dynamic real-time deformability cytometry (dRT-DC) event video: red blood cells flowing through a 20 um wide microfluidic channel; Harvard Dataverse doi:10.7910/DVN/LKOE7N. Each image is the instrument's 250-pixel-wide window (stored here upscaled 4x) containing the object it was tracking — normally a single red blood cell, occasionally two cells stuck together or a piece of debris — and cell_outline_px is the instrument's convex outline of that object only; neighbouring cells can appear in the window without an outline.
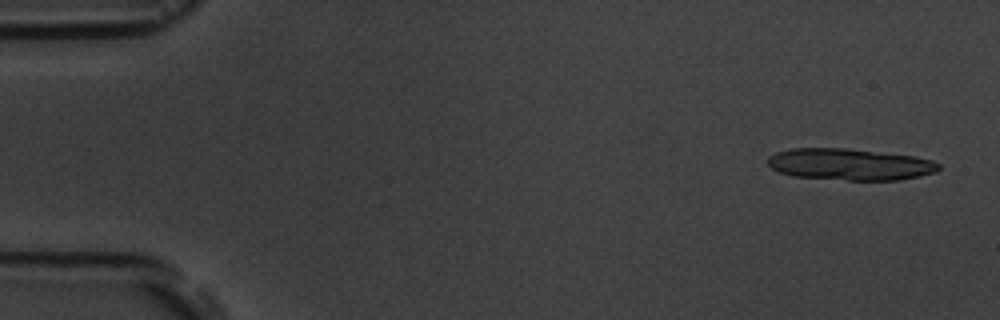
{"species": "common noctule bat (a hibernating species)", "species_latin": "Nyctalus noctula", "temperature_condition": "room temperature", "stored_images_in_passage": 5, "camera_frame_rate_fps": 3000, "um_per_image_px": 0.085, "animal": {"sex": "male", "body_mass_g": 19.5, "forearm_length_mm": 54.6}, "frame": {"image": 1, "passage_image": 1, "time_ms": 0.0, "image_size_px": [1000, 320], "cell_outline_px": [[940, 168], [936, 172], [900, 180], [848, 180], [792, 176], [780, 172], [772, 168], [768, 164], [768, 156], [776, 152], [792, 148], [844, 148], [912, 156], [932, 160], [940, 164]], "centroid_in_image_um": [72.22, 13.97], "position_along_channel_um": 12.8, "area_um2": 31.33}}